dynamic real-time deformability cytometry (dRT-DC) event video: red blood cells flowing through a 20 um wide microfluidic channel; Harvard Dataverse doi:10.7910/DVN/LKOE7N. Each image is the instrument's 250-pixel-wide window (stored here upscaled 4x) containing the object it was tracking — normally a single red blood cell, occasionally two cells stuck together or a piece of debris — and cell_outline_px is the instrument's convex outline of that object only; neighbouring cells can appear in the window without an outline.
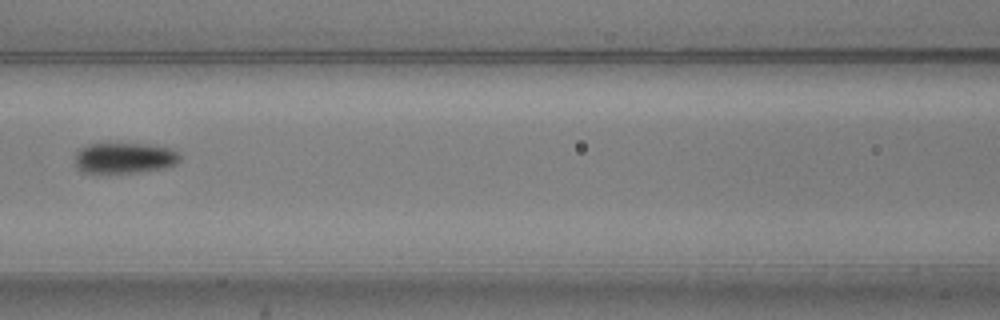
{"species": "common noctule bat (a hibernating species)", "species_latin": "Nyctalus noctula", "temperature_condition": "warm", "stored_images_in_passage": 4, "camera_frame_rate_fps": 3000, "um_per_image_px": 0.085, "animal": {"sex": "male", "body_mass_g": 20.5, "forearm_length_mm": 52.5}, "frame": {"image": 1, "passage_image": 4, "time_ms": 1.0, "image_size_px": [1000, 320], "cell_outline_px": [[180, 160], [176, 164], [164, 168], [136, 172], [80, 172], [76, 168], [76, 152], [80, 148], [88, 144], [148, 144], [168, 148], [176, 152], [180, 156]], "centroid_in_image_um": [10.56, 13.43], "position_along_channel_um": 156.0, "area_um2": 18.55}}